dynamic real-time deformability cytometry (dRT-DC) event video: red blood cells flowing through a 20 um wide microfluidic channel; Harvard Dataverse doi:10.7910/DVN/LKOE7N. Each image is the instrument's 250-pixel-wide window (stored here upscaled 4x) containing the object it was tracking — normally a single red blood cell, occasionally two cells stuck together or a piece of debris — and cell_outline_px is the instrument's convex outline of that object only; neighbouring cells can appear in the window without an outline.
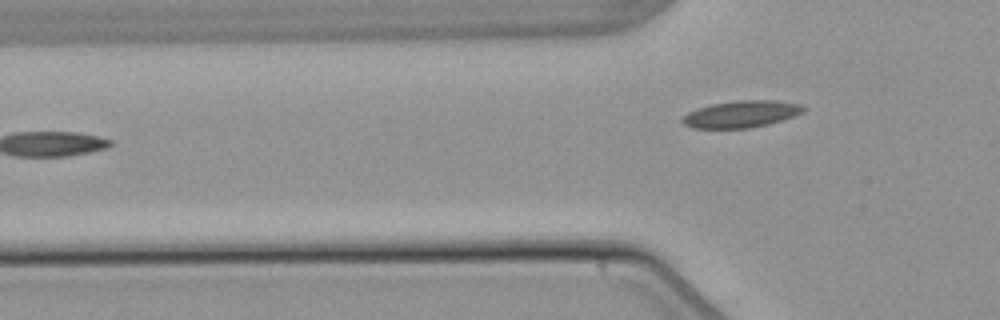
{"species": "common noctule bat (a hibernating species)", "species_latin": "Nyctalus noctula", "temperature_condition": "warm", "stored_images_in_passage": 2, "camera_frame_rate_fps": 3000, "um_per_image_px": 0.085, "animal": {"sex": "male", "body_mass_g": 21.5, "forearm_length_mm": 52.0}, "frame": {"image": 1, "passage_image": 2, "time_ms": 1.333, "image_size_px": [1000, 320], "cell_outline_px": [[808, 108], [804, 112], [768, 124], [748, 128], [692, 128], [684, 124], [680, 120], [688, 112], [696, 108], [712, 104], [736, 100], [776, 100], [800, 104]], "centroid_in_image_um": [63.0, 9.69], "position_along_channel_um": 62.8, "area_um2": 18.96}}